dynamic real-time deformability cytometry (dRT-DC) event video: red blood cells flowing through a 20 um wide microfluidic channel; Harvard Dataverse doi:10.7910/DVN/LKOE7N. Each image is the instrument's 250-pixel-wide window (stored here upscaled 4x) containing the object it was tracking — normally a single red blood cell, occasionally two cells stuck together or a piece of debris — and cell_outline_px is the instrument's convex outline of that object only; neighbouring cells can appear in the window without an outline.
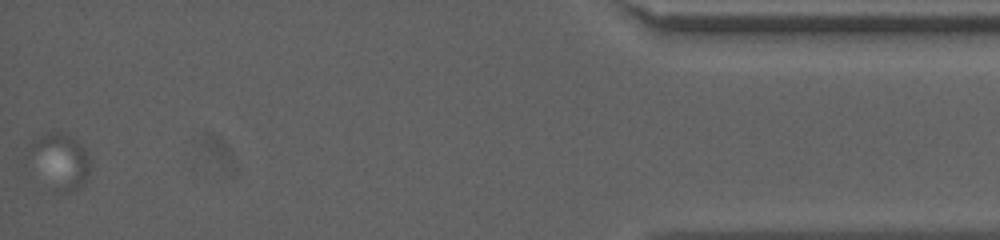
{"species": "human", "species_latin": "Homo sapiens", "temperature_condition": "cold", "stored_images_in_passage": 82, "camera_frame_rate_fps": 3000, "um_per_image_px": 0.085, "donor": {"sex": "female"}, "frame": {"image": 1, "passage_image": 82, "time_ms": 20.333, "image_size_px": [1000, 240], "cell_outline_px": [[88, 172], [84, 180], [76, 188], [68, 192], [52, 192], [32, 144], [40, 136], [52, 132], [64, 132], [72, 136], [76, 140], [88, 156]], "centroid_in_image_um": [5.24, 13.68], "position_along_channel_um": 430.0, "area_um2": 17.46}}